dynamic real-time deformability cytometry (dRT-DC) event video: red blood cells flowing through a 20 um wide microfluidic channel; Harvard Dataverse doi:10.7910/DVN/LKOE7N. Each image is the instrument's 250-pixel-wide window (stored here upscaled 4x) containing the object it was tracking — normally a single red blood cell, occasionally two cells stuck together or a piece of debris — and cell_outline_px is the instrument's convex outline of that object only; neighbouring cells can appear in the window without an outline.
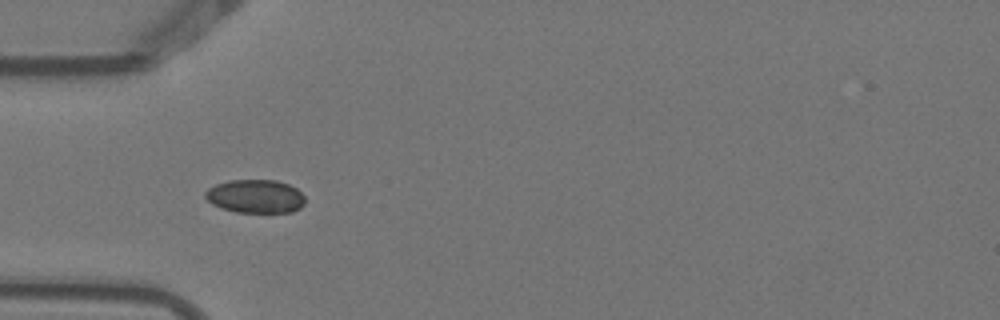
{"species": "Egyptian fruit bat (a non-hibernating species)", "species_latin": "Rousettus aegyptiacus", "temperature_condition": "warm", "stored_images_in_passage": 5, "camera_frame_rate_fps": 3000, "um_per_image_px": 0.085, "animal": {"sex": "female"}, "frame": {"image": 1, "passage_image": 1, "time_ms": 0.0, "image_size_px": [1000, 320], "cell_outline_px": [[304, 204], [300, 208], [292, 212], [236, 212], [212, 204], [204, 196], [204, 192], [208, 188], [216, 184], [228, 180], [276, 180], [288, 184], [296, 188], [304, 196]], "centroid_in_image_um": [21.7, 16.68], "position_along_channel_um": 63.3, "area_um2": 19.42}}
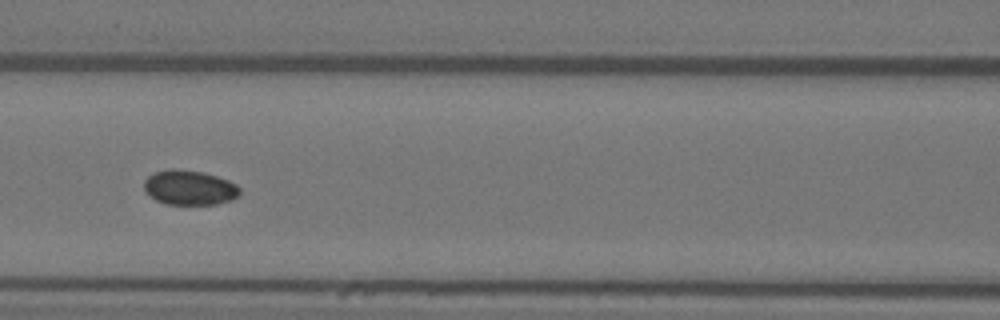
{"frame": {"image": 2, "passage_image": 3, "time_ms": 0.667, "image_size_px": [1000, 320], "cell_outline_px": [[240, 196], [232, 200], [216, 204], [164, 204], [156, 200], [144, 188], [144, 180], [148, 176], [156, 172], [172, 168], [204, 172], [228, 180], [236, 184], [240, 188]], "centroid_in_image_um": [16.14, 15.95], "position_along_channel_um": 150.5, "area_um2": 19.36}}
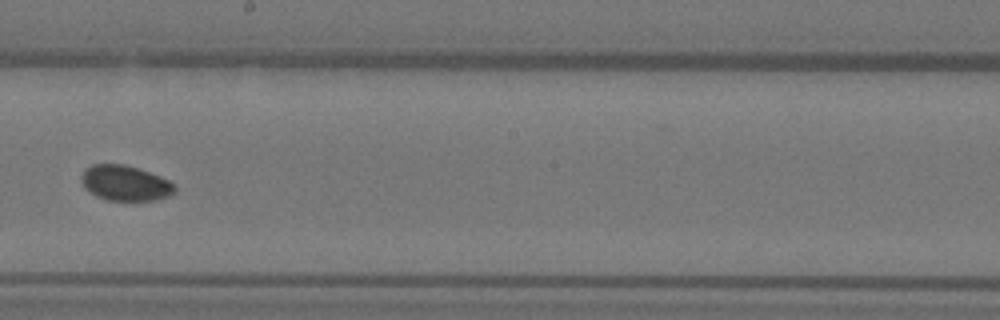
{"frame": {"image": 3, "passage_image": 5, "time_ms": 1.333, "image_size_px": [1000, 320], "cell_outline_px": [[176, 192], [168, 196], [156, 200], [108, 200], [96, 196], [84, 188], [80, 180], [80, 176], [84, 168], [92, 164], [124, 164], [140, 168], [160, 176], [176, 184]], "centroid_in_image_um": [10.63, 15.55], "position_along_channel_um": 237.6, "area_um2": 19.54}}